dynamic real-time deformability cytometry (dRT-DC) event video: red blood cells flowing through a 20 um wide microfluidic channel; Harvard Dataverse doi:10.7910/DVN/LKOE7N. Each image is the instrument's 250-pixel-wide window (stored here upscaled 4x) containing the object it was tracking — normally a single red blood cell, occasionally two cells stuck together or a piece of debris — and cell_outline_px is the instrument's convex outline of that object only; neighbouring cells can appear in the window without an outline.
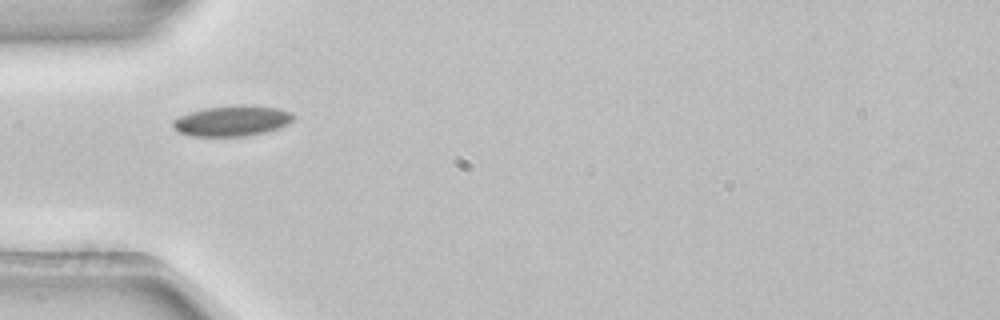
{"species": "common noctule bat (a hibernating species)", "species_latin": "Nyctalus noctula", "temperature_condition": "room temperature", "stored_images_in_passage": 5, "camera_frame_rate_fps": 3000, "um_per_image_px": 0.085, "animal": {"sex": "female", "body_mass_g": 22.7, "forearm_length_mm": 54.2}, "frame": {"image": 1, "passage_image": 2, "time_ms": 0.333, "image_size_px": [1000, 320], "cell_outline_px": [[296, 116], [288, 124], [280, 128], [264, 132], [244, 136], [192, 136], [180, 132], [172, 124], [172, 120], [188, 112], [204, 108], [240, 104], [244, 104], [276, 108], [292, 112]], "centroid_in_image_um": [19.75, 10.26], "position_along_channel_um": 65.3, "area_um2": 21.5}}